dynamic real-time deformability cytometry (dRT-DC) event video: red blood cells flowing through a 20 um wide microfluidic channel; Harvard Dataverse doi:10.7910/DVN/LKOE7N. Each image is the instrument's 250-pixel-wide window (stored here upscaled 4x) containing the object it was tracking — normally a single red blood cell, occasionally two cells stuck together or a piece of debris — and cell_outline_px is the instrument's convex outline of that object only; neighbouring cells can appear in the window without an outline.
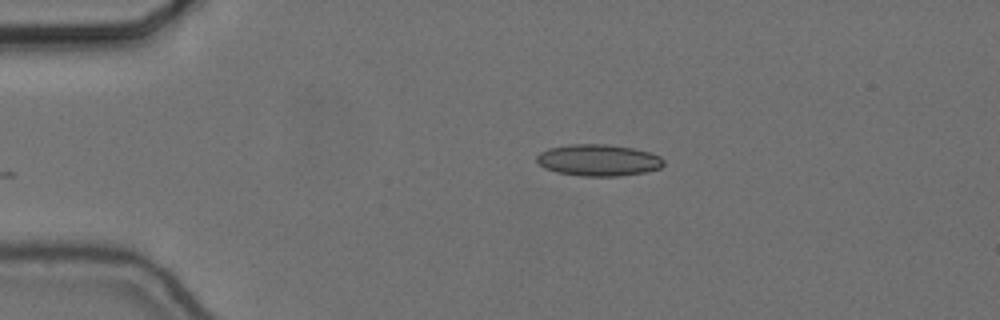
{"species": "common noctule bat (a hibernating species)", "species_latin": "Nyctalus noctula", "temperature_condition": "cold", "stored_images_in_passage": 40, "camera_frame_rate_fps": 3000, "um_per_image_px": 0.085, "animal": {"sex": "female", "body_mass_g": 24.6, "forearm_length_mm": 56.2}, "frame": {"image": 1, "passage_image": 1, "time_ms": 0.0, "image_size_px": [1000, 320], "cell_outline_px": [[664, 164], [660, 168], [644, 172], [620, 176], [580, 176], [556, 172], [544, 168], [536, 160], [536, 156], [540, 152], [548, 148], [568, 144], [608, 144], [632, 148], [648, 152], [660, 156], [664, 160]], "centroid_in_image_um": [50.84, 13.61], "position_along_channel_um": 34.2, "area_um2": 23.47}}
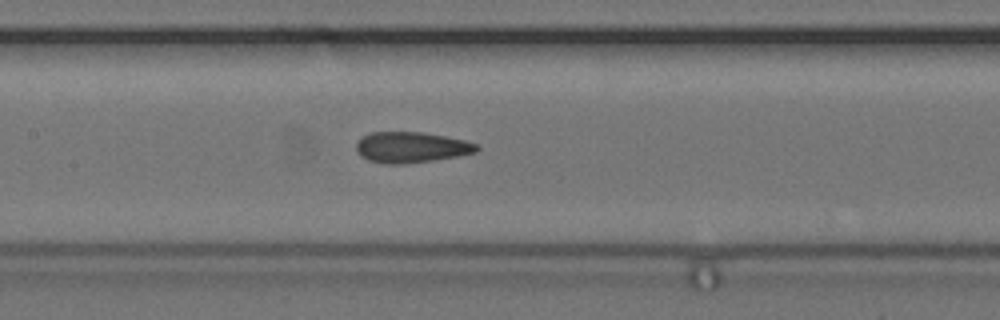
{"frame": {"image": 2, "passage_image": 16, "time_ms": 5.0, "image_size_px": [1000, 320], "cell_outline_px": [[480, 148], [476, 152], [460, 156], [404, 164], [384, 164], [368, 160], [360, 156], [356, 152], [356, 144], [364, 136], [372, 132], [424, 132], [464, 140], [476, 144]], "centroid_in_image_um": [34.95, 12.53], "position_along_channel_um": 172.5, "area_um2": 21.62}}
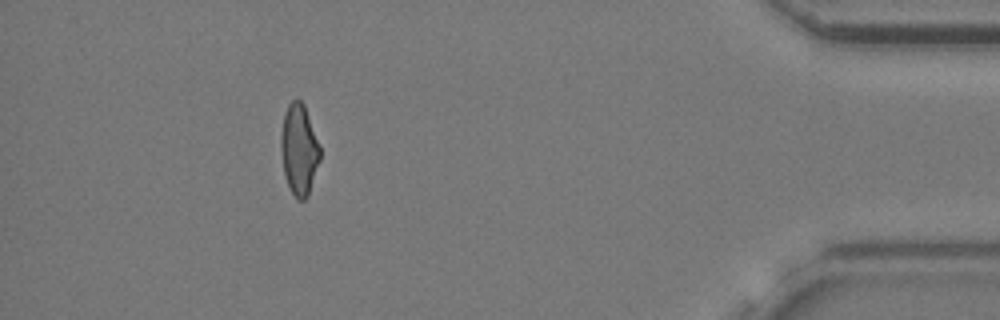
{"frame": {"image": 3, "passage_image": 40, "time_ms": 13.0, "image_size_px": [1000, 320], "cell_outline_px": [[320, 160], [308, 196], [304, 200], [296, 200], [284, 176], [280, 152], [280, 136], [284, 112], [288, 104], [296, 96], [304, 104], [320, 148]], "centroid_in_image_um": [25.4, 12.71], "position_along_channel_um": 409.8, "area_um2": 20.92}, "authors_computed_cell_mechanics": {"area_um2": 21.675, "velocity_mm_per_s": 3.6662, "shape_relaxation_time_tau1_ms": 7.1372, "shape_relaxation_time_tau2_ms": 2.28, "deformation_change_tau1": 0.1481, "deformation_change_tau2": 0.0868}}